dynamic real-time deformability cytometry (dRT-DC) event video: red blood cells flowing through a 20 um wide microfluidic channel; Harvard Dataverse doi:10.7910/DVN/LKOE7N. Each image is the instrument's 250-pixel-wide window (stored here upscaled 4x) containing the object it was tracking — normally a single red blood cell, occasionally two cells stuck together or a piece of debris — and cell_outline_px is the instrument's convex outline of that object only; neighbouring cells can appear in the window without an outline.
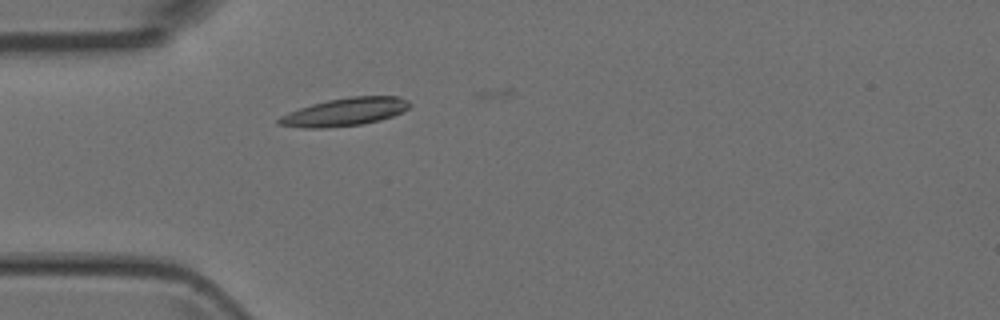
{"species": "Egyptian fruit bat (a non-hibernating species)", "species_latin": "Rousettus aegyptiacus", "temperature_condition": "room temperature", "stored_images_in_passage": 7, "camera_frame_rate_fps": 3000, "um_per_image_px": 0.085, "animal": {"sex": "female"}, "frame": {"image": 1, "passage_image": 1, "time_ms": 0.0, "image_size_px": [1000, 320], "cell_outline_px": [[412, 104], [408, 108], [392, 116], [380, 120], [360, 124], [328, 128], [304, 128], [276, 124], [276, 120], [280, 116], [288, 112], [312, 104], [328, 100], [352, 96], [400, 96], [408, 100]], "centroid_in_image_um": [29.3, 9.51], "position_along_channel_um": 55.7, "area_um2": 21.27}}
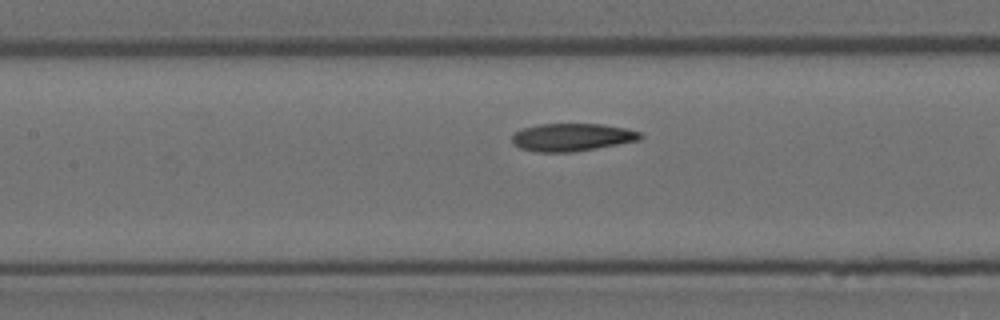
{"frame": {"image": 2, "passage_image": 6, "time_ms": 1.667, "image_size_px": [1000, 320], "cell_outline_px": [[644, 136], [640, 140], [596, 148], [572, 152], [536, 152], [520, 148], [512, 140], [512, 136], [520, 128], [540, 124], [600, 124], [628, 128], [640, 132]], "centroid_in_image_um": [48.64, 11.66], "position_along_channel_um": 158.8, "area_um2": 20.75}}